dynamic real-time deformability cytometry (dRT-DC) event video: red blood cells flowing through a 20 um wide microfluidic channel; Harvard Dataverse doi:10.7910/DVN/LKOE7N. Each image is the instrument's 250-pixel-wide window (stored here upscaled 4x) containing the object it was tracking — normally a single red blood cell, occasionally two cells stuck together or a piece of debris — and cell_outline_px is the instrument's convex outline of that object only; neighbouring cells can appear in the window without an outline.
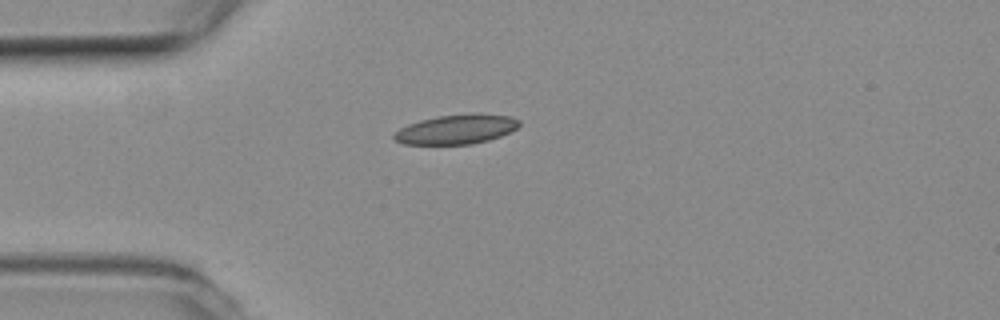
{"species": "common noctule bat (a hibernating species)", "species_latin": "Nyctalus noctula", "temperature_condition": "room temperature", "stored_images_in_passage": 1, "camera_frame_rate_fps": 3000, "um_per_image_px": 0.085, "animal": {"sex": "female", "body_mass_g": 19.3, "forearm_length_mm": 54.1}, "frame": {"image": 1, "passage_image": 1, "time_ms": 0.0, "image_size_px": [1000, 320], "cell_outline_px": [[520, 124], [516, 128], [500, 136], [488, 140], [472, 144], [404, 144], [396, 140], [392, 136], [400, 128], [408, 124], [420, 120], [440, 116], [480, 112], [512, 116], [520, 120]], "centroid_in_image_um": [38.83, 10.97], "position_along_channel_um": 46.2, "area_um2": 21.56}}